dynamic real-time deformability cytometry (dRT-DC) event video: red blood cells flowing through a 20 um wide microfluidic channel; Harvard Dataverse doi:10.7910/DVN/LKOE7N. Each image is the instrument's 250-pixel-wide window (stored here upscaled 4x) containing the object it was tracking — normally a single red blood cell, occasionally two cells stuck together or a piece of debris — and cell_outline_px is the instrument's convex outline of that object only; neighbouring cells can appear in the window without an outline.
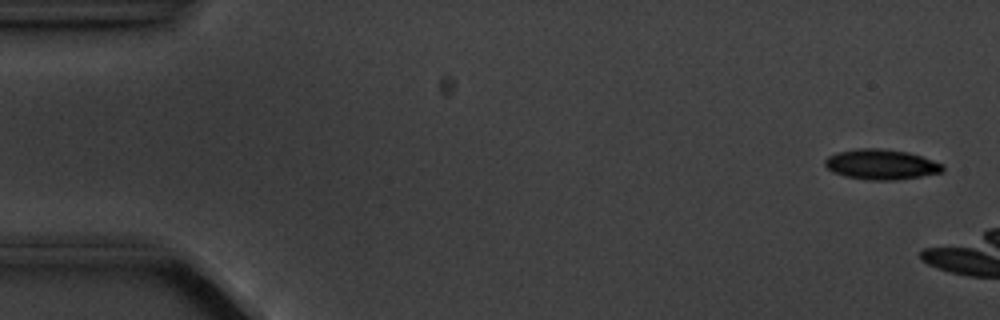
{"species": "common noctule bat (a hibernating species)", "species_latin": "Nyctalus noctula", "temperature_condition": "cold", "stored_images_in_passage": 4, "camera_frame_rate_fps": 3000, "um_per_image_px": 0.085, "animal": {"sex": "male", "body_mass_g": 20.1, "forearm_length_mm": 53.5}, "frame": {"image": 1, "passage_image": 1, "time_ms": 0.0, "image_size_px": [1000, 320], "cell_outline_px": [[944, 172], [920, 176], [892, 180], [868, 180], [844, 176], [832, 172], [824, 164], [824, 160], [828, 156], [836, 152], [856, 148], [880, 148], [908, 152], [944, 164]], "centroid_in_image_um": [74.87, 13.97], "position_along_channel_um": 10.1, "area_um2": 20.81}}